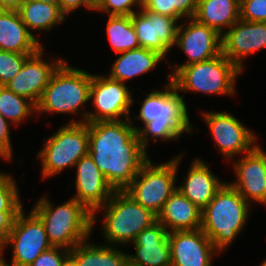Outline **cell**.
<instances>
[{
    "mask_svg": "<svg viewBox=\"0 0 266 266\" xmlns=\"http://www.w3.org/2000/svg\"><path fill=\"white\" fill-rule=\"evenodd\" d=\"M89 151L115 191H123L149 160L131 119L87 122Z\"/></svg>",
    "mask_w": 266,
    "mask_h": 266,
    "instance_id": "obj_1",
    "label": "cell"
},
{
    "mask_svg": "<svg viewBox=\"0 0 266 266\" xmlns=\"http://www.w3.org/2000/svg\"><path fill=\"white\" fill-rule=\"evenodd\" d=\"M148 94L142 101L139 116L135 120L141 119L144 127H134L138 133L141 146L146 150L149 138L162 140H178L184 132H192L189 115L187 113L184 95L180 96L174 84L169 80L165 85V90H155ZM151 135V137H148Z\"/></svg>",
    "mask_w": 266,
    "mask_h": 266,
    "instance_id": "obj_2",
    "label": "cell"
},
{
    "mask_svg": "<svg viewBox=\"0 0 266 266\" xmlns=\"http://www.w3.org/2000/svg\"><path fill=\"white\" fill-rule=\"evenodd\" d=\"M53 206L47 198L40 197L32 208L43 222L53 247L71 250L79 243L89 240L94 230L93 213L74 198L55 208Z\"/></svg>",
    "mask_w": 266,
    "mask_h": 266,
    "instance_id": "obj_3",
    "label": "cell"
},
{
    "mask_svg": "<svg viewBox=\"0 0 266 266\" xmlns=\"http://www.w3.org/2000/svg\"><path fill=\"white\" fill-rule=\"evenodd\" d=\"M249 205L230 183L225 182L202 210L201 229L220 253L244 228Z\"/></svg>",
    "mask_w": 266,
    "mask_h": 266,
    "instance_id": "obj_4",
    "label": "cell"
},
{
    "mask_svg": "<svg viewBox=\"0 0 266 266\" xmlns=\"http://www.w3.org/2000/svg\"><path fill=\"white\" fill-rule=\"evenodd\" d=\"M242 71L222 53L206 61L173 67L167 76L176 90L213 95H234L235 80Z\"/></svg>",
    "mask_w": 266,
    "mask_h": 266,
    "instance_id": "obj_5",
    "label": "cell"
},
{
    "mask_svg": "<svg viewBox=\"0 0 266 266\" xmlns=\"http://www.w3.org/2000/svg\"><path fill=\"white\" fill-rule=\"evenodd\" d=\"M104 209L103 233L108 245L130 244L146 228L157 222V215L135 202L124 191H115L110 199L93 213Z\"/></svg>",
    "mask_w": 266,
    "mask_h": 266,
    "instance_id": "obj_6",
    "label": "cell"
},
{
    "mask_svg": "<svg viewBox=\"0 0 266 266\" xmlns=\"http://www.w3.org/2000/svg\"><path fill=\"white\" fill-rule=\"evenodd\" d=\"M91 82V73L73 68L64 60L52 74L35 113H78L90 101Z\"/></svg>",
    "mask_w": 266,
    "mask_h": 266,
    "instance_id": "obj_7",
    "label": "cell"
},
{
    "mask_svg": "<svg viewBox=\"0 0 266 266\" xmlns=\"http://www.w3.org/2000/svg\"><path fill=\"white\" fill-rule=\"evenodd\" d=\"M181 156L183 155L159 165L152 164L149 159L123 191L135 202L158 215L164 203L177 189L175 181Z\"/></svg>",
    "mask_w": 266,
    "mask_h": 266,
    "instance_id": "obj_8",
    "label": "cell"
},
{
    "mask_svg": "<svg viewBox=\"0 0 266 266\" xmlns=\"http://www.w3.org/2000/svg\"><path fill=\"white\" fill-rule=\"evenodd\" d=\"M89 131L87 123H68L45 142L38 159L42 162L44 178L59 174L66 167H74L80 158L88 154Z\"/></svg>",
    "mask_w": 266,
    "mask_h": 266,
    "instance_id": "obj_9",
    "label": "cell"
},
{
    "mask_svg": "<svg viewBox=\"0 0 266 266\" xmlns=\"http://www.w3.org/2000/svg\"><path fill=\"white\" fill-rule=\"evenodd\" d=\"M9 244H12L13 253L11 265L8 266H29L53 247L40 218L32 210L25 216L23 209L16 216L7 240L0 247V256Z\"/></svg>",
    "mask_w": 266,
    "mask_h": 266,
    "instance_id": "obj_10",
    "label": "cell"
},
{
    "mask_svg": "<svg viewBox=\"0 0 266 266\" xmlns=\"http://www.w3.org/2000/svg\"><path fill=\"white\" fill-rule=\"evenodd\" d=\"M131 95L132 91L124 83L108 76L92 74L90 99L93 100L95 111H81L79 114L83 119L69 123L122 120L121 116L131 119L130 107L134 101Z\"/></svg>",
    "mask_w": 266,
    "mask_h": 266,
    "instance_id": "obj_11",
    "label": "cell"
},
{
    "mask_svg": "<svg viewBox=\"0 0 266 266\" xmlns=\"http://www.w3.org/2000/svg\"><path fill=\"white\" fill-rule=\"evenodd\" d=\"M202 115L216 141L217 148L229 160L238 153L247 154L257 146L254 133L232 114L204 112Z\"/></svg>",
    "mask_w": 266,
    "mask_h": 266,
    "instance_id": "obj_12",
    "label": "cell"
},
{
    "mask_svg": "<svg viewBox=\"0 0 266 266\" xmlns=\"http://www.w3.org/2000/svg\"><path fill=\"white\" fill-rule=\"evenodd\" d=\"M175 45L188 57L187 62L175 67H184L221 54L222 35L214 28L190 18L189 22L179 25Z\"/></svg>",
    "mask_w": 266,
    "mask_h": 266,
    "instance_id": "obj_13",
    "label": "cell"
},
{
    "mask_svg": "<svg viewBox=\"0 0 266 266\" xmlns=\"http://www.w3.org/2000/svg\"><path fill=\"white\" fill-rule=\"evenodd\" d=\"M177 21L173 17L147 10H139L131 16L140 47L156 51L164 58L175 46L179 27Z\"/></svg>",
    "mask_w": 266,
    "mask_h": 266,
    "instance_id": "obj_14",
    "label": "cell"
},
{
    "mask_svg": "<svg viewBox=\"0 0 266 266\" xmlns=\"http://www.w3.org/2000/svg\"><path fill=\"white\" fill-rule=\"evenodd\" d=\"M44 48L30 55L18 74L5 86L17 95L26 97L37 105L48 85L54 71L64 59H52V63L44 61Z\"/></svg>",
    "mask_w": 266,
    "mask_h": 266,
    "instance_id": "obj_15",
    "label": "cell"
},
{
    "mask_svg": "<svg viewBox=\"0 0 266 266\" xmlns=\"http://www.w3.org/2000/svg\"><path fill=\"white\" fill-rule=\"evenodd\" d=\"M266 48V22L239 19L222 35V54L242 72L243 57Z\"/></svg>",
    "mask_w": 266,
    "mask_h": 266,
    "instance_id": "obj_16",
    "label": "cell"
},
{
    "mask_svg": "<svg viewBox=\"0 0 266 266\" xmlns=\"http://www.w3.org/2000/svg\"><path fill=\"white\" fill-rule=\"evenodd\" d=\"M171 266H212L220 253L202 229L169 232Z\"/></svg>",
    "mask_w": 266,
    "mask_h": 266,
    "instance_id": "obj_17",
    "label": "cell"
},
{
    "mask_svg": "<svg viewBox=\"0 0 266 266\" xmlns=\"http://www.w3.org/2000/svg\"><path fill=\"white\" fill-rule=\"evenodd\" d=\"M244 155L234 162L237 180L230 184L249 204L254 201L266 205V151L257 145Z\"/></svg>",
    "mask_w": 266,
    "mask_h": 266,
    "instance_id": "obj_18",
    "label": "cell"
},
{
    "mask_svg": "<svg viewBox=\"0 0 266 266\" xmlns=\"http://www.w3.org/2000/svg\"><path fill=\"white\" fill-rule=\"evenodd\" d=\"M75 167L77 168L76 194L73 198L94 213L110 199L115 190L107 182L89 153L80 158Z\"/></svg>",
    "mask_w": 266,
    "mask_h": 266,
    "instance_id": "obj_19",
    "label": "cell"
},
{
    "mask_svg": "<svg viewBox=\"0 0 266 266\" xmlns=\"http://www.w3.org/2000/svg\"><path fill=\"white\" fill-rule=\"evenodd\" d=\"M168 235L158 221L144 229L132 242L136 255L127 254L128 266H171Z\"/></svg>",
    "mask_w": 266,
    "mask_h": 266,
    "instance_id": "obj_20",
    "label": "cell"
},
{
    "mask_svg": "<svg viewBox=\"0 0 266 266\" xmlns=\"http://www.w3.org/2000/svg\"><path fill=\"white\" fill-rule=\"evenodd\" d=\"M225 182L216 178L206 163L194 159L183 185L177 189L200 210H203Z\"/></svg>",
    "mask_w": 266,
    "mask_h": 266,
    "instance_id": "obj_21",
    "label": "cell"
},
{
    "mask_svg": "<svg viewBox=\"0 0 266 266\" xmlns=\"http://www.w3.org/2000/svg\"><path fill=\"white\" fill-rule=\"evenodd\" d=\"M157 221L167 230H197L202 226V210L186 198L178 189L164 203ZM170 229V230H169Z\"/></svg>",
    "mask_w": 266,
    "mask_h": 266,
    "instance_id": "obj_22",
    "label": "cell"
},
{
    "mask_svg": "<svg viewBox=\"0 0 266 266\" xmlns=\"http://www.w3.org/2000/svg\"><path fill=\"white\" fill-rule=\"evenodd\" d=\"M42 43L23 23L18 11L0 9V50L16 53H36Z\"/></svg>",
    "mask_w": 266,
    "mask_h": 266,
    "instance_id": "obj_23",
    "label": "cell"
},
{
    "mask_svg": "<svg viewBox=\"0 0 266 266\" xmlns=\"http://www.w3.org/2000/svg\"><path fill=\"white\" fill-rule=\"evenodd\" d=\"M120 54L115 60L108 77L122 83L154 69L157 63L164 59L158 52L143 47Z\"/></svg>",
    "mask_w": 266,
    "mask_h": 266,
    "instance_id": "obj_24",
    "label": "cell"
},
{
    "mask_svg": "<svg viewBox=\"0 0 266 266\" xmlns=\"http://www.w3.org/2000/svg\"><path fill=\"white\" fill-rule=\"evenodd\" d=\"M240 0H199L193 18L221 35L240 19Z\"/></svg>",
    "mask_w": 266,
    "mask_h": 266,
    "instance_id": "obj_25",
    "label": "cell"
},
{
    "mask_svg": "<svg viewBox=\"0 0 266 266\" xmlns=\"http://www.w3.org/2000/svg\"><path fill=\"white\" fill-rule=\"evenodd\" d=\"M77 266H128V256L111 245H93L85 240L70 250Z\"/></svg>",
    "mask_w": 266,
    "mask_h": 266,
    "instance_id": "obj_26",
    "label": "cell"
},
{
    "mask_svg": "<svg viewBox=\"0 0 266 266\" xmlns=\"http://www.w3.org/2000/svg\"><path fill=\"white\" fill-rule=\"evenodd\" d=\"M18 12L28 31L35 38L36 36L31 32L32 30L48 31L58 23L60 24L65 17L67 18L59 6L36 0H26Z\"/></svg>",
    "mask_w": 266,
    "mask_h": 266,
    "instance_id": "obj_27",
    "label": "cell"
},
{
    "mask_svg": "<svg viewBox=\"0 0 266 266\" xmlns=\"http://www.w3.org/2000/svg\"><path fill=\"white\" fill-rule=\"evenodd\" d=\"M107 34L116 54L140 47L131 16H109Z\"/></svg>",
    "mask_w": 266,
    "mask_h": 266,
    "instance_id": "obj_28",
    "label": "cell"
},
{
    "mask_svg": "<svg viewBox=\"0 0 266 266\" xmlns=\"http://www.w3.org/2000/svg\"><path fill=\"white\" fill-rule=\"evenodd\" d=\"M36 111V105L26 97L17 95L6 86H0V114L11 124L21 121Z\"/></svg>",
    "mask_w": 266,
    "mask_h": 266,
    "instance_id": "obj_29",
    "label": "cell"
},
{
    "mask_svg": "<svg viewBox=\"0 0 266 266\" xmlns=\"http://www.w3.org/2000/svg\"><path fill=\"white\" fill-rule=\"evenodd\" d=\"M199 0H142V8L152 13L167 15L177 20L193 18Z\"/></svg>",
    "mask_w": 266,
    "mask_h": 266,
    "instance_id": "obj_30",
    "label": "cell"
},
{
    "mask_svg": "<svg viewBox=\"0 0 266 266\" xmlns=\"http://www.w3.org/2000/svg\"><path fill=\"white\" fill-rule=\"evenodd\" d=\"M18 186L11 175L0 172V211H21Z\"/></svg>",
    "mask_w": 266,
    "mask_h": 266,
    "instance_id": "obj_31",
    "label": "cell"
},
{
    "mask_svg": "<svg viewBox=\"0 0 266 266\" xmlns=\"http://www.w3.org/2000/svg\"><path fill=\"white\" fill-rule=\"evenodd\" d=\"M34 53H16L0 50V86H5L21 70L25 60Z\"/></svg>",
    "mask_w": 266,
    "mask_h": 266,
    "instance_id": "obj_32",
    "label": "cell"
},
{
    "mask_svg": "<svg viewBox=\"0 0 266 266\" xmlns=\"http://www.w3.org/2000/svg\"><path fill=\"white\" fill-rule=\"evenodd\" d=\"M133 6L142 8V0H102L94 11L108 13L109 16H132Z\"/></svg>",
    "mask_w": 266,
    "mask_h": 266,
    "instance_id": "obj_33",
    "label": "cell"
},
{
    "mask_svg": "<svg viewBox=\"0 0 266 266\" xmlns=\"http://www.w3.org/2000/svg\"><path fill=\"white\" fill-rule=\"evenodd\" d=\"M240 19L266 22V0H240Z\"/></svg>",
    "mask_w": 266,
    "mask_h": 266,
    "instance_id": "obj_34",
    "label": "cell"
},
{
    "mask_svg": "<svg viewBox=\"0 0 266 266\" xmlns=\"http://www.w3.org/2000/svg\"><path fill=\"white\" fill-rule=\"evenodd\" d=\"M62 251V252H59ZM70 250L62 247H52L43 252L29 266H63L64 262L69 258Z\"/></svg>",
    "mask_w": 266,
    "mask_h": 266,
    "instance_id": "obj_35",
    "label": "cell"
},
{
    "mask_svg": "<svg viewBox=\"0 0 266 266\" xmlns=\"http://www.w3.org/2000/svg\"><path fill=\"white\" fill-rule=\"evenodd\" d=\"M9 124L10 123L0 114V157L6 160H10L12 157Z\"/></svg>",
    "mask_w": 266,
    "mask_h": 266,
    "instance_id": "obj_36",
    "label": "cell"
},
{
    "mask_svg": "<svg viewBox=\"0 0 266 266\" xmlns=\"http://www.w3.org/2000/svg\"><path fill=\"white\" fill-rule=\"evenodd\" d=\"M20 211H0V247L7 240L14 220Z\"/></svg>",
    "mask_w": 266,
    "mask_h": 266,
    "instance_id": "obj_37",
    "label": "cell"
},
{
    "mask_svg": "<svg viewBox=\"0 0 266 266\" xmlns=\"http://www.w3.org/2000/svg\"><path fill=\"white\" fill-rule=\"evenodd\" d=\"M85 6L86 8L93 10L86 2V0H59L60 10L68 17V14L73 10Z\"/></svg>",
    "mask_w": 266,
    "mask_h": 266,
    "instance_id": "obj_38",
    "label": "cell"
},
{
    "mask_svg": "<svg viewBox=\"0 0 266 266\" xmlns=\"http://www.w3.org/2000/svg\"><path fill=\"white\" fill-rule=\"evenodd\" d=\"M25 1L26 0H0V9L18 11Z\"/></svg>",
    "mask_w": 266,
    "mask_h": 266,
    "instance_id": "obj_39",
    "label": "cell"
},
{
    "mask_svg": "<svg viewBox=\"0 0 266 266\" xmlns=\"http://www.w3.org/2000/svg\"><path fill=\"white\" fill-rule=\"evenodd\" d=\"M102 0H86L87 4L94 10Z\"/></svg>",
    "mask_w": 266,
    "mask_h": 266,
    "instance_id": "obj_40",
    "label": "cell"
},
{
    "mask_svg": "<svg viewBox=\"0 0 266 266\" xmlns=\"http://www.w3.org/2000/svg\"><path fill=\"white\" fill-rule=\"evenodd\" d=\"M36 1L59 6V0H36Z\"/></svg>",
    "mask_w": 266,
    "mask_h": 266,
    "instance_id": "obj_41",
    "label": "cell"
},
{
    "mask_svg": "<svg viewBox=\"0 0 266 266\" xmlns=\"http://www.w3.org/2000/svg\"><path fill=\"white\" fill-rule=\"evenodd\" d=\"M63 266H77V264L69 257L63 264Z\"/></svg>",
    "mask_w": 266,
    "mask_h": 266,
    "instance_id": "obj_42",
    "label": "cell"
},
{
    "mask_svg": "<svg viewBox=\"0 0 266 266\" xmlns=\"http://www.w3.org/2000/svg\"><path fill=\"white\" fill-rule=\"evenodd\" d=\"M2 257L3 256H0V266H8V263H6Z\"/></svg>",
    "mask_w": 266,
    "mask_h": 266,
    "instance_id": "obj_43",
    "label": "cell"
},
{
    "mask_svg": "<svg viewBox=\"0 0 266 266\" xmlns=\"http://www.w3.org/2000/svg\"><path fill=\"white\" fill-rule=\"evenodd\" d=\"M261 266H266V260L261 264Z\"/></svg>",
    "mask_w": 266,
    "mask_h": 266,
    "instance_id": "obj_44",
    "label": "cell"
}]
</instances>
